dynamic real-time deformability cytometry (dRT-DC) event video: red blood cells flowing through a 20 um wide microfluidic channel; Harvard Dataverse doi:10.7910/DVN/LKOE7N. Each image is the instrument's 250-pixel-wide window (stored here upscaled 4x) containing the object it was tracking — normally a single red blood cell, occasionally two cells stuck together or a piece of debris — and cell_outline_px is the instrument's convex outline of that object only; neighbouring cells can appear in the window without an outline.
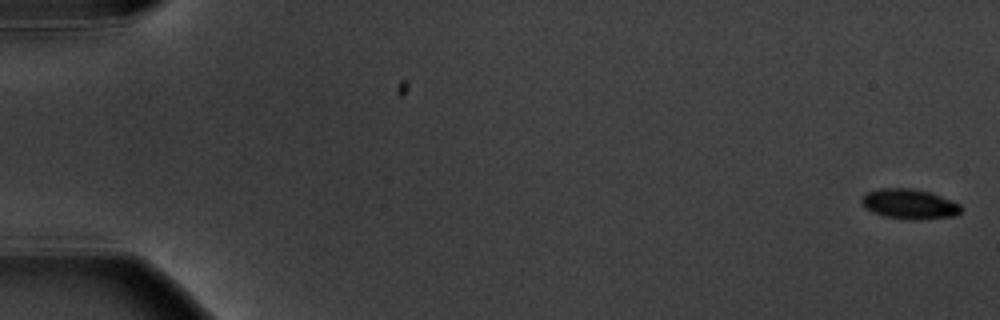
{"species": "common noctule bat (a hibernating species)", "species_latin": "Nyctalus noctula", "temperature_condition": "warm", "stored_images_in_passage": 5, "camera_frame_rate_fps": 3000, "um_per_image_px": 0.085, "animal": {"sex": "male", "body_mass_g": 20.1, "forearm_length_mm": 53.5}, "frame": {"image": 1, "passage_image": 1, "time_ms": 0.0, "image_size_px": [1000, 320], "cell_outline_px": [[960, 212], [956, 216], [924, 220], [912, 220], [884, 216], [872, 212], [864, 208], [860, 200], [860, 196], [868, 192], [880, 188], [912, 188], [928, 192], [940, 196], [960, 204]], "centroid_in_image_um": [77.26, 17.35], "position_along_channel_um": 7.7, "area_um2": 17.51}}
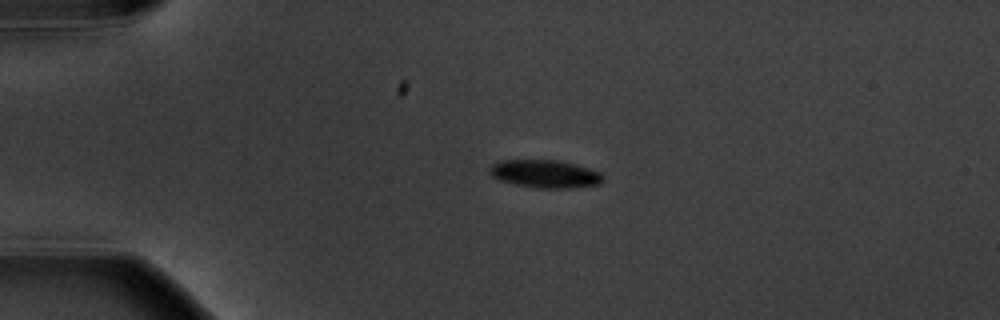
{"frame": {"image": 2, "passage_image": 4, "time_ms": 4.333, "image_size_px": [1000, 320], "cell_outline_px": [[604, 180], [600, 184], [564, 188], [540, 188], [516, 184], [500, 180], [492, 176], [488, 172], [488, 168], [492, 164], [500, 160], [560, 160], [576, 164], [600, 172], [604, 176]], "centroid_in_image_um": [46.32, 14.76], "position_along_channel_um": 38.7, "area_um2": 18.44}}